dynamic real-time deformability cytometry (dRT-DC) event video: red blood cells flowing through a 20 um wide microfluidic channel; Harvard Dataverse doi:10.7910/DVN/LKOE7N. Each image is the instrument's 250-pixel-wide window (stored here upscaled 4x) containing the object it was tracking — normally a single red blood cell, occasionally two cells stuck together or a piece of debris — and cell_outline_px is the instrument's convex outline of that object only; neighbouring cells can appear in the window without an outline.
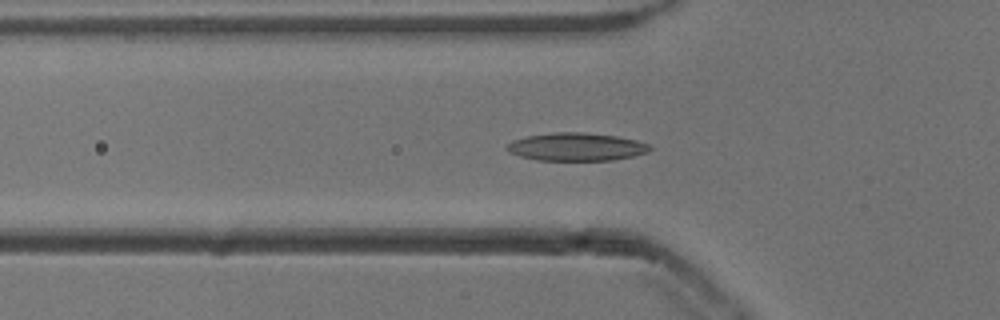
{"species": "common noctule bat (a hibernating species)", "species_latin": "Nyctalus noctula", "temperature_condition": "cold", "stored_images_in_passage": 46, "camera_frame_rate_fps": 3000, "um_per_image_px": 0.085, "animal": {"sex": "male", "body_mass_g": 13.3}, "frame": {"image": 1, "passage_image": 9, "time_ms": 2.667, "image_size_px": [1000, 320], "cell_outline_px": [[652, 148], [648, 152], [632, 156], [612, 160], [536, 160], [520, 156], [508, 152], [504, 148], [512, 140], [528, 136], [552, 132], [584, 132], [616, 136], [636, 140], [648, 144]], "centroid_in_image_um": [48.96, 12.48], "position_along_channel_um": 76.8, "area_um2": 23.29}}
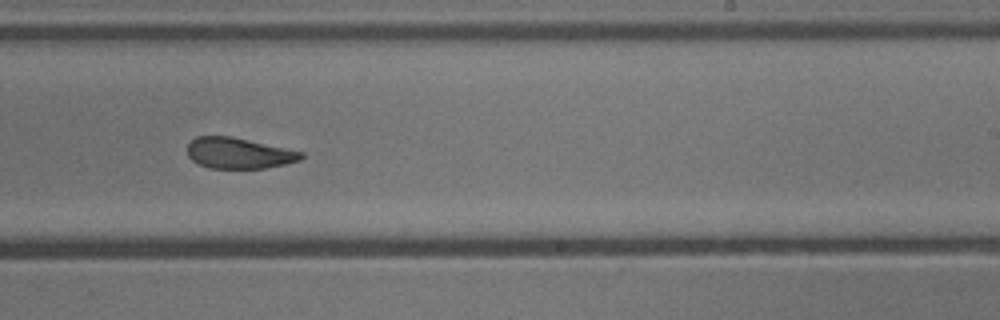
{"frame": {"image": 2, "passage_image": 24, "time_ms": 7.667, "image_size_px": [1000, 320], "cell_outline_px": [[304, 156], [300, 160], [284, 164], [264, 168], [208, 168], [192, 160], [188, 156], [188, 144], [196, 136], [232, 136], [304, 152]], "centroid_in_image_um": [20.29, 13.01], "position_along_channel_um": 268.7, "area_um2": 20.4}}
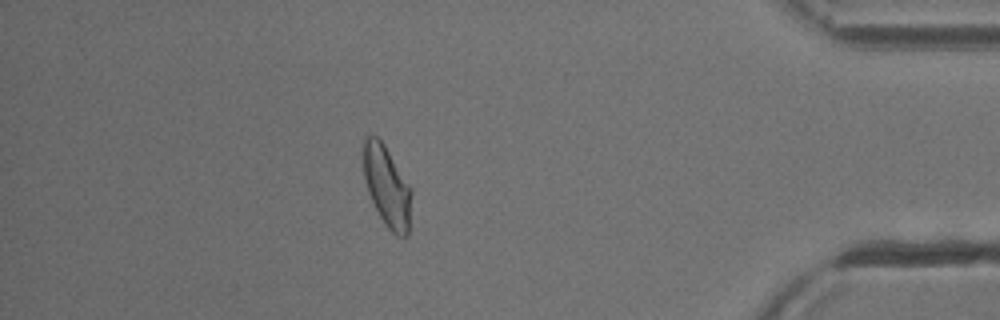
{"frame": {"image": 3, "passage_image": 38, "time_ms": 12.333, "image_size_px": [1000, 320], "cell_outline_px": [[412, 192], [408, 236], [396, 236], [388, 228], [380, 216], [368, 192], [364, 180], [364, 136], [368, 132], [376, 136], [384, 144], [412, 188]], "centroid_in_image_um": [32.9, 15.82], "position_along_channel_um": 402.3, "area_um2": 22.66}, "authors_computed_cell_mechanics": {"area_um2": 22.1663, "velocity_mm_per_s": 3.8283, "shape_relaxation_time_tau1_ms": 5.751, "shape_relaxation_time_tau2_ms": 1.8842, "deformation_change_tau1": 0.1467, "deformation_change_tau2": 0.0812}}